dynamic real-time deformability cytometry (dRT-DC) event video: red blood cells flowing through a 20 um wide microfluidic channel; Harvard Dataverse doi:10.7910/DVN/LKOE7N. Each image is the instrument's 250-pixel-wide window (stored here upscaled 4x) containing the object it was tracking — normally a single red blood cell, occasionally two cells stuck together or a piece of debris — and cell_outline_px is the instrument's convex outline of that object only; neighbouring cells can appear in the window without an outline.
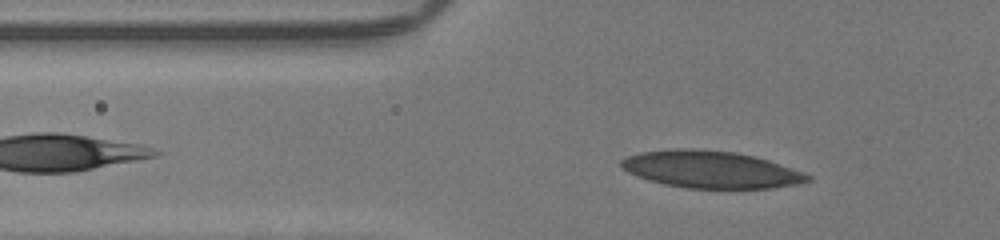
{"species": "human", "species_latin": "Homo sapiens", "temperature_condition": "room temperature", "stored_images_in_passage": 34, "camera_frame_rate_fps": 3000, "um_per_image_px": 0.085, "donor": {"sex": "male"}, "frame": {"image": 1, "passage_image": 8, "time_ms": 2.333, "image_size_px": [1000, 240], "cell_outline_px": [[812, 180], [796, 184], [772, 188], [684, 188], [664, 184], [648, 180], [636, 176], [620, 168], [620, 160], [628, 156], [640, 152], [672, 148], [692, 148], [736, 152], [756, 156], [804, 172], [812, 176]], "centroid_in_image_um": [60.39, 14.4], "position_along_channel_um": 65.4, "area_um2": 40.63}}
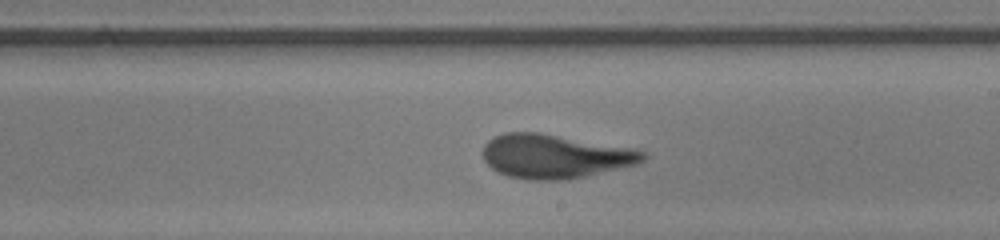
{"frame": {"image": 2, "passage_image": 22, "time_ms": 7.0, "image_size_px": [1000, 240], "cell_outline_px": [[648, 156], [644, 160], [636, 164], [568, 180], [528, 180], [508, 176], [496, 172], [484, 160], [484, 144], [492, 136], [504, 132], [540, 132], [636, 148], [644, 152]], "centroid_in_image_um": [47.16, 13.27], "position_along_channel_um": 241.8, "area_um2": 41.38}}
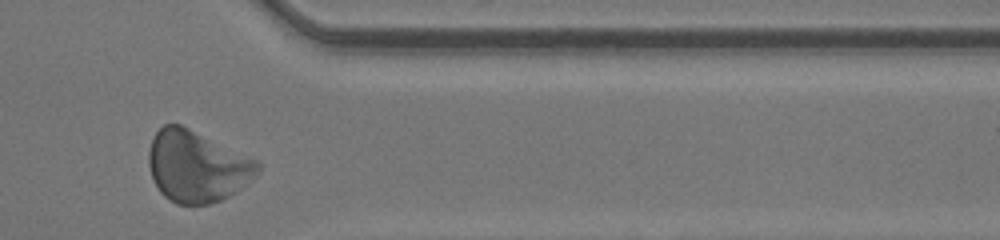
{"frame": {"image": 3, "passage_image": 33, "time_ms": 10.667, "image_size_px": [1000, 240], "cell_outline_px": [[260, 172], [228, 196], [220, 200], [208, 204], [176, 204], [168, 200], [160, 192], [152, 176], [148, 164], [148, 152], [152, 140], [156, 132], [164, 124], [180, 124], [256, 160], [260, 164]], "centroid_in_image_um": [16.7, 14.15], "position_along_channel_um": 394.7, "area_um2": 44.68}, "authors_computed_cell_mechanics": {"area_um2": 40.9513, "velocity_mm_per_s": 4.2344, "shape_relaxation_time_tau1_ms": 3.1962, "shape_relaxation_time_tau2_ms": 1.2422, "deformation_change_tau1": 0.1449, "deformation_change_tau2": 0.0839}}